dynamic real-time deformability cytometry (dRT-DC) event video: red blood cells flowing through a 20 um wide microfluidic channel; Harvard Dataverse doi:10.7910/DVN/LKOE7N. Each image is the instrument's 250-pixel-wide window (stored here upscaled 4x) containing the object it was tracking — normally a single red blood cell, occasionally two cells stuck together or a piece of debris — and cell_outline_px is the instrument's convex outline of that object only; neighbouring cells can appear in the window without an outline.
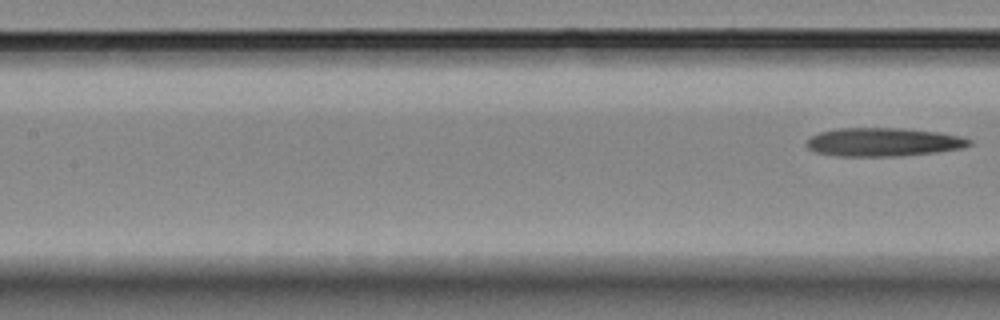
{"species": "Egyptian fruit bat (a non-hibernating species)", "species_latin": "Rousettus aegyptiacus", "temperature_condition": "room temperature", "stored_images_in_passage": 6, "segment_of_instrument_passage": [2, 2], "camera_frame_rate_fps": 3000, "um_per_image_px": 0.085, "animal": {"sex": "female"}, "frame": {"image": 1, "passage_image": 6, "time_ms": 6.667, "image_size_px": [1000, 320], "cell_outline_px": [[972, 144], [964, 148], [936, 152], [900, 156], [836, 156], [816, 152], [808, 148], [804, 144], [808, 136], [820, 132], [836, 128], [904, 128], [936, 132], [960, 136], [972, 140]], "centroid_in_image_um": [75.04, 12.07], "position_along_channel_um": 132.4, "area_um2": 27.28}}